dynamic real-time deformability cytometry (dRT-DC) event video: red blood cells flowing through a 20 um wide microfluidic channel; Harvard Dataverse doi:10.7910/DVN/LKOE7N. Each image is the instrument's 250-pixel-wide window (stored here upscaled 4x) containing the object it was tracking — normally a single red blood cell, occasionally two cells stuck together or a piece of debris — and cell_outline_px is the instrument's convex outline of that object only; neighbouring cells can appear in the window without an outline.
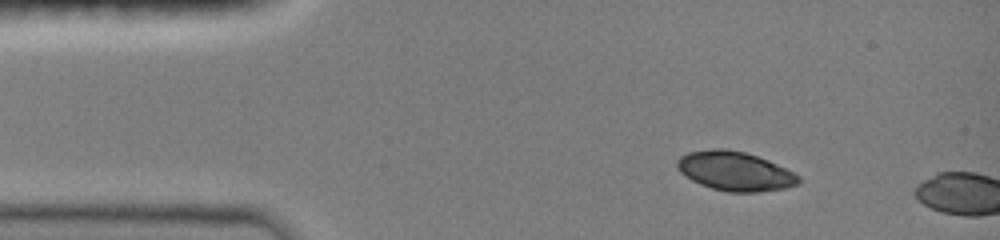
{"species": "common noctule bat (a hibernating species)", "species_latin": "Nyctalus noctula", "temperature_condition": "room temperature", "stored_images_in_passage": 2, "camera_frame_rate_fps": 3000, "um_per_image_px": 0.085, "animal": {"sex": "female", "body_mass_g": 19.0, "forearm_length_mm": 51.5}, "frame": {"image": 1, "passage_image": 1, "time_ms": 0.0, "image_size_px": [1000, 240], "cell_outline_px": [[800, 184], [784, 188], [760, 192], [728, 192], [712, 188], [700, 184], [684, 176], [676, 168], [676, 160], [680, 156], [688, 152], [712, 148], [724, 148], [744, 152], [768, 160], [800, 176]], "centroid_in_image_um": [62.44, 14.55], "position_along_channel_um": 22.6, "area_um2": 27.8}}